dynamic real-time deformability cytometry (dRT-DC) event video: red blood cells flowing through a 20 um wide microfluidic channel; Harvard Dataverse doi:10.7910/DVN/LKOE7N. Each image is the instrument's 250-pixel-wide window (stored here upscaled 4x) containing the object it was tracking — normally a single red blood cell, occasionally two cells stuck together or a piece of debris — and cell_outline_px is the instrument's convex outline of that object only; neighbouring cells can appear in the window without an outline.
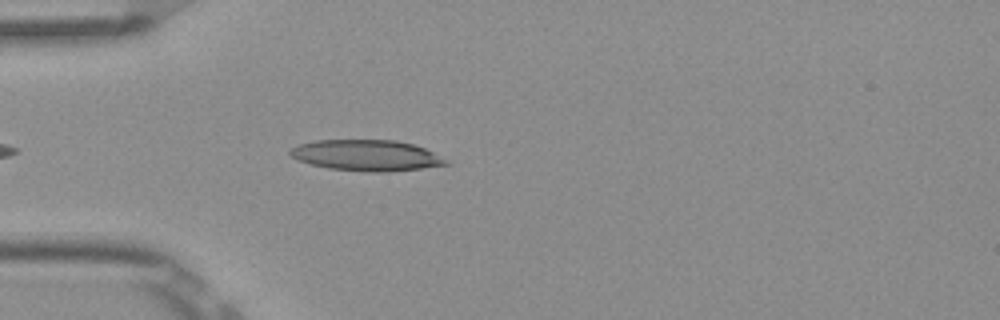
{"species": "Egyptian fruit bat (a non-hibernating species)", "species_latin": "Rousettus aegyptiacus", "temperature_condition": "room temperature", "stored_images_in_passage": 28, "camera_frame_rate_fps": 3000, "um_per_image_px": 0.085, "frame": {"image": 1, "passage_image": 5, "time_ms": 1.333, "image_size_px": [1000, 320], "cell_outline_px": [[448, 164], [420, 168], [388, 172], [372, 172], [328, 168], [296, 160], [288, 152], [292, 148], [300, 144], [316, 140], [396, 140], [412, 144], [424, 148], [448, 160]], "centroid_in_image_um": [31.13, 13.2], "position_along_channel_um": 53.9, "area_um2": 27.86}}
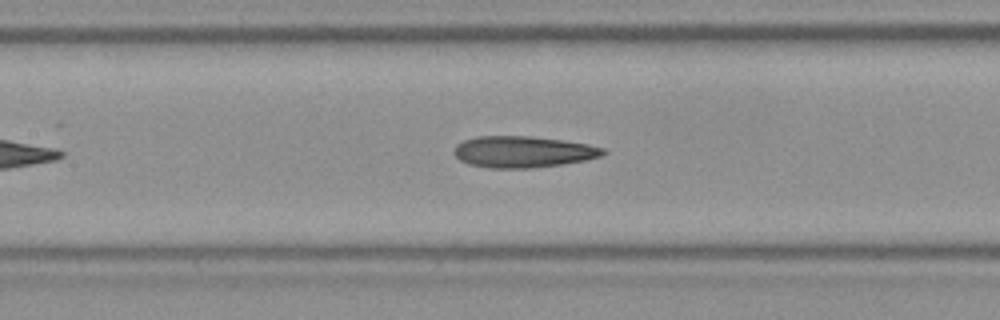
{"frame": {"image": 2, "passage_image": 14, "time_ms": 4.333, "image_size_px": [1000, 320], "cell_outline_px": [[608, 152], [600, 156], [584, 160], [564, 164], [528, 168], [488, 168], [468, 164], [460, 160], [452, 152], [456, 144], [464, 140], [476, 136], [532, 136], [564, 140], [588, 144], [604, 148]], "centroid_in_image_um": [44.44, 12.9], "position_along_channel_um": 163.0, "area_um2": 27.46}}
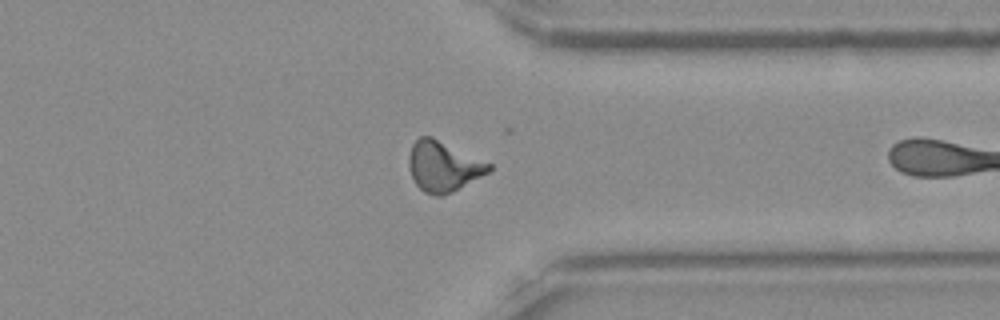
{"frame": {"image": 3, "passage_image": 27, "time_ms": 8.667, "image_size_px": [1000, 320], "cell_outline_px": [[492, 168], [488, 172], [452, 192], [440, 196], [432, 196], [424, 192], [416, 184], [412, 176], [408, 164], [408, 156], [412, 144], [420, 136], [432, 136], [492, 164]], "centroid_in_image_um": [37.65, 14.13], "position_along_channel_um": 373.7, "area_um2": 23.35}}